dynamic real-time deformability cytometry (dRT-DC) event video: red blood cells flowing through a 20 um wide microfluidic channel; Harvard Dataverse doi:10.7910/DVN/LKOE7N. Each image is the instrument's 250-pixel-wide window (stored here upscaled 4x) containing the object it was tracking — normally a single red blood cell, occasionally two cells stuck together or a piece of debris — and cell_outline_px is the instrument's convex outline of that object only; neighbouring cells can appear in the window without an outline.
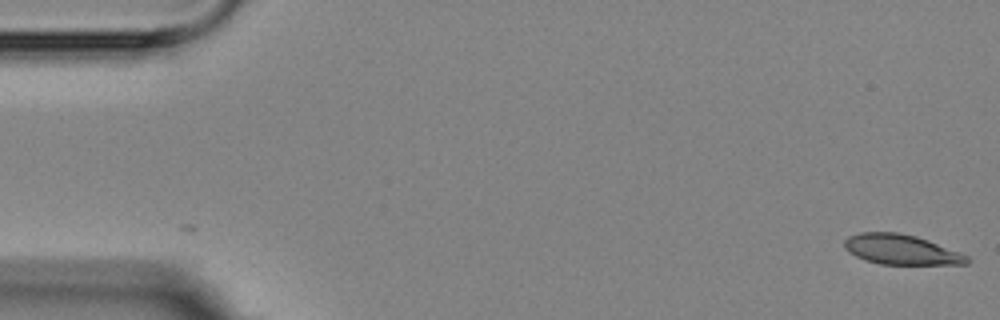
{"species": "Egyptian fruit bat (a non-hibernating species)", "species_latin": "Rousettus aegyptiacus", "temperature_condition": "room temperature", "stored_images_in_passage": 6, "camera_frame_rate_fps": 3000, "um_per_image_px": 0.085, "animal": {"sex": "female"}, "frame": {"image": 1, "passage_image": 1, "time_ms": 0.0, "image_size_px": [1000, 320], "cell_outline_px": [[972, 260], [968, 264], [880, 264], [864, 260], [848, 252], [844, 248], [844, 240], [848, 236], [860, 232], [896, 232], [916, 236], [928, 240], [960, 252], [968, 256]], "centroid_in_image_um": [76.59, 21.21], "position_along_channel_um": 8.4, "area_um2": 21.56}}
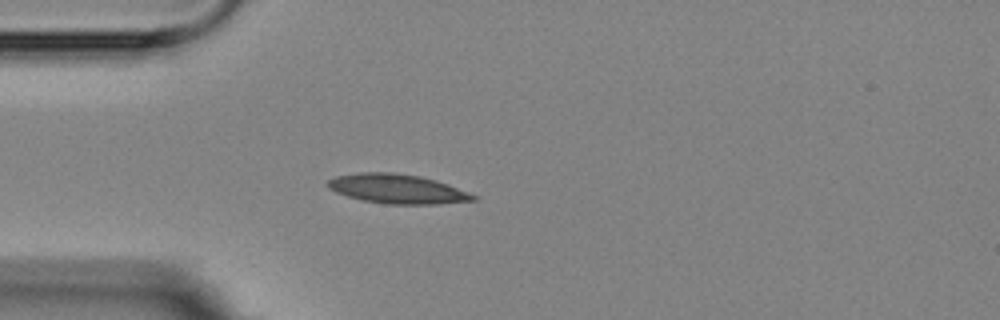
{"frame": {"image": 2, "passage_image": 5, "time_ms": 4.667, "image_size_px": [1000, 320], "cell_outline_px": [[476, 200], [436, 204], [384, 204], [364, 200], [348, 196], [336, 192], [328, 188], [328, 180], [336, 176], [360, 172], [396, 172], [420, 176], [436, 180], [448, 184], [468, 192], [476, 196]], "centroid_in_image_um": [33.77, 16.05], "position_along_channel_um": 51.2, "area_um2": 24.8}}